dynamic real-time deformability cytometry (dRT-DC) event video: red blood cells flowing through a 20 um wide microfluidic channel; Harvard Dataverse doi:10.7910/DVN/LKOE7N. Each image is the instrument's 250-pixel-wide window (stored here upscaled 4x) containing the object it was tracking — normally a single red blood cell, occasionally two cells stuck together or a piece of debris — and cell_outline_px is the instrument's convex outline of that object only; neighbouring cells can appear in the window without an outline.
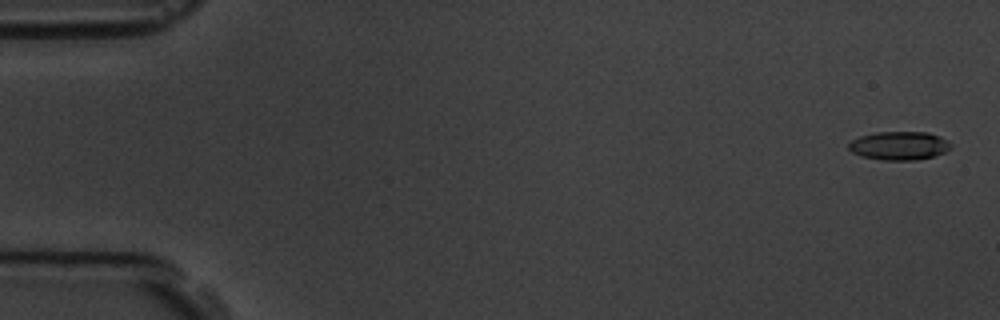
{"species": "common noctule bat (a hibernating species)", "species_latin": "Nyctalus noctula", "temperature_condition": "room temperature", "stored_images_in_passage": 6, "camera_frame_rate_fps": 3000, "um_per_image_px": 0.085, "animal": {"sex": "male", "body_mass_g": 19.5, "forearm_length_mm": 54.6}, "frame": {"image": 1, "passage_image": 1, "time_ms": 0.0, "image_size_px": [1000, 320], "cell_outline_px": [[952, 148], [944, 152], [932, 156], [916, 160], [880, 160], [860, 156], [852, 152], [848, 148], [848, 144], [852, 140], [860, 136], [876, 132], [928, 132], [940, 136], [948, 140], [952, 144]], "centroid_in_image_um": [76.44, 12.38], "position_along_channel_um": 8.6, "area_um2": 17.11}}
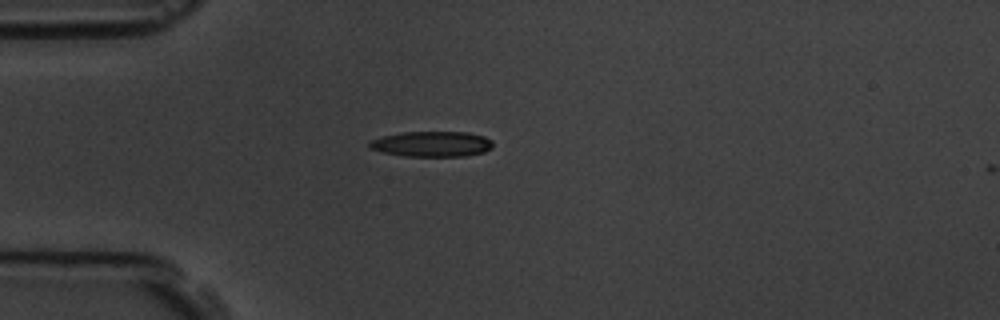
{"frame": {"image": 2, "passage_image": 5, "time_ms": 4.667, "image_size_px": [1000, 320], "cell_outline_px": [[492, 148], [484, 152], [464, 156], [404, 156], [384, 152], [368, 148], [368, 144], [372, 140], [384, 136], [404, 132], [468, 132], [484, 136], [492, 140]], "centroid_in_image_um": [36.74, 12.24], "position_along_channel_um": 48.3, "area_um2": 18.21}}